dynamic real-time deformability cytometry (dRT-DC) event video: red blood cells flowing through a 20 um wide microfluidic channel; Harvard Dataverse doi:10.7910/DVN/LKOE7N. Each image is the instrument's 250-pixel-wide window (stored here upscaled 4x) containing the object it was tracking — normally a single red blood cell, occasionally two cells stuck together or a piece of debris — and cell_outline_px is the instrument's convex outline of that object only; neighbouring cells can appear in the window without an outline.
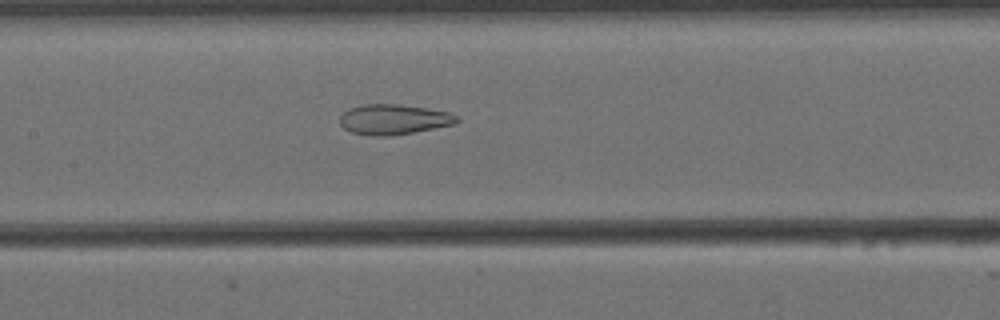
{"species": "Egyptian fruit bat (a non-hibernating species)", "species_latin": "Rousettus aegyptiacus", "temperature_condition": "cold", "stored_images_in_passage": 57, "camera_frame_rate_fps": 3000, "um_per_image_px": 0.085, "animal": {"sex": "female"}, "frame": {"image": 1, "passage_image": 26, "time_ms": 8.333, "image_size_px": [1000, 320], "cell_outline_px": [[460, 120], [456, 124], [412, 132], [384, 136], [372, 136], [352, 132], [344, 128], [340, 124], [340, 116], [348, 108], [360, 104], [400, 104], [428, 108], [448, 112], [460, 116]], "centroid_in_image_um": [33.48, 10.13], "position_along_channel_um": 173.9, "area_um2": 20.69}}
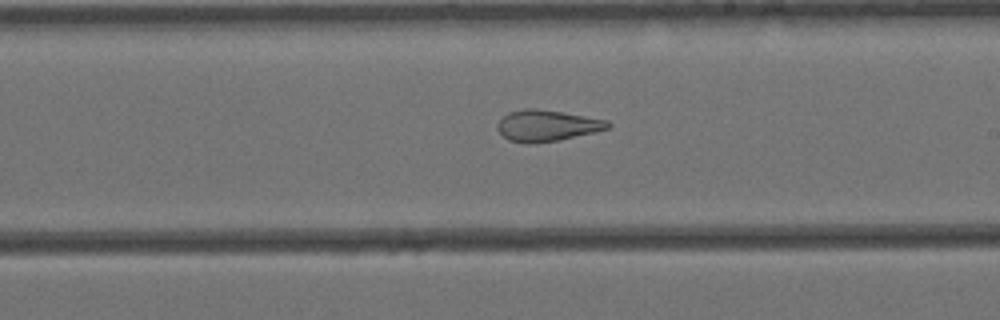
{"frame": {"image": 2, "passage_image": 32, "time_ms": 10.333, "image_size_px": [1000, 320], "cell_outline_px": [[612, 124], [608, 128], [592, 132], [556, 140], [528, 144], [508, 140], [496, 128], [496, 124], [508, 112], [524, 108], [536, 108], [608, 120]], "centroid_in_image_um": [46.43, 10.67], "position_along_channel_um": 242.6, "area_um2": 19.77}}
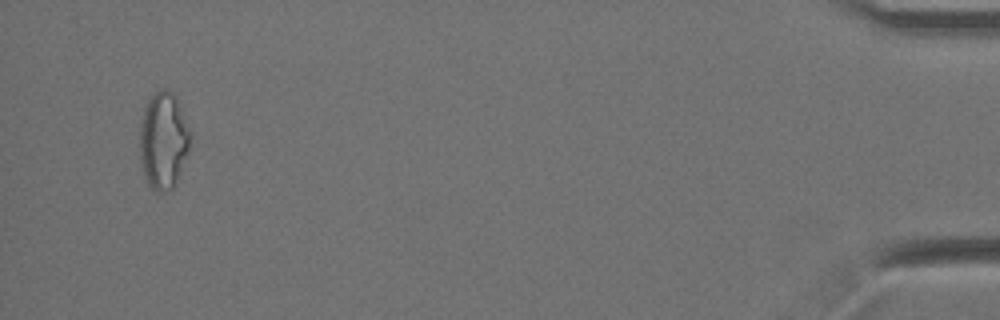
{"frame": {"image": 3, "passage_image": 55, "time_ms": 18.0, "image_size_px": [1000, 320], "cell_outline_px": [[188, 152], [176, 184], [168, 192], [156, 192], [148, 184], [140, 160], [140, 120], [144, 104], [152, 92], [160, 88], [164, 88], [172, 92], [176, 96], [180, 104], [188, 132]], "centroid_in_image_um": [13.84, 11.91], "position_along_channel_um": 421.4, "area_um2": 28.61}, "authors_computed_cell_mechanics": {"area_um2": 24.565, "velocity_mm_per_s": 3.4561, "shape_relaxation_time_tau1_ms": null, "shape_relaxation_time_tau2_ms": 2.2684, "deformation_change_tau1": null, "deformation_change_tau2": 0.0981}}